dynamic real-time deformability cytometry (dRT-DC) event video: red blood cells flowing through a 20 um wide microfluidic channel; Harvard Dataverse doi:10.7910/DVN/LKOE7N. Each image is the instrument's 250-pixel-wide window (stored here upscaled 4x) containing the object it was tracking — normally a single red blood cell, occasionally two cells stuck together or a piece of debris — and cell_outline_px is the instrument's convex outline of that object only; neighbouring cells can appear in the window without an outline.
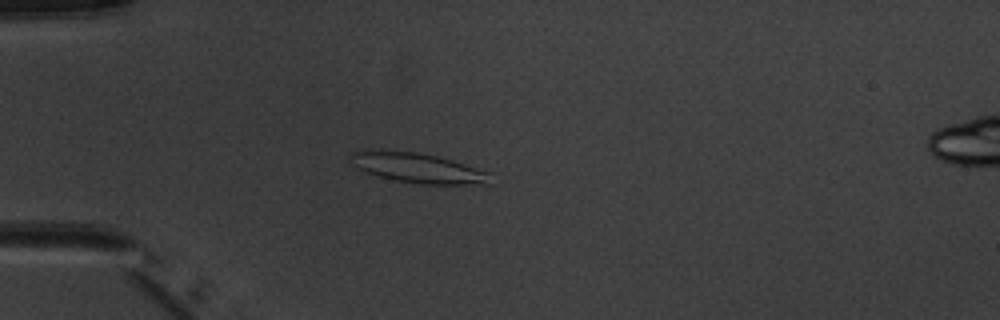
{"species": "common noctule bat (a hibernating species)", "species_latin": "Nyctalus noctula", "temperature_condition": "warm", "stored_images_in_passage": 4, "camera_frame_rate_fps": 3000, "um_per_image_px": 0.085, "animal": {"sex": "male", "body_mass_g": 20.1, "forearm_length_mm": 53.5}, "frame": {"image": 1, "passage_image": 4, "time_ms": 3.667, "image_size_px": [1000, 320], "cell_outline_px": [[492, 184], [420, 184], [396, 180], [380, 176], [356, 168], [352, 164], [348, 156], [352, 152], [416, 152], [436, 156], [452, 160], [488, 172]], "centroid_in_image_um": [35.56, 14.3], "position_along_channel_um": 49.4, "area_um2": 23.52}}